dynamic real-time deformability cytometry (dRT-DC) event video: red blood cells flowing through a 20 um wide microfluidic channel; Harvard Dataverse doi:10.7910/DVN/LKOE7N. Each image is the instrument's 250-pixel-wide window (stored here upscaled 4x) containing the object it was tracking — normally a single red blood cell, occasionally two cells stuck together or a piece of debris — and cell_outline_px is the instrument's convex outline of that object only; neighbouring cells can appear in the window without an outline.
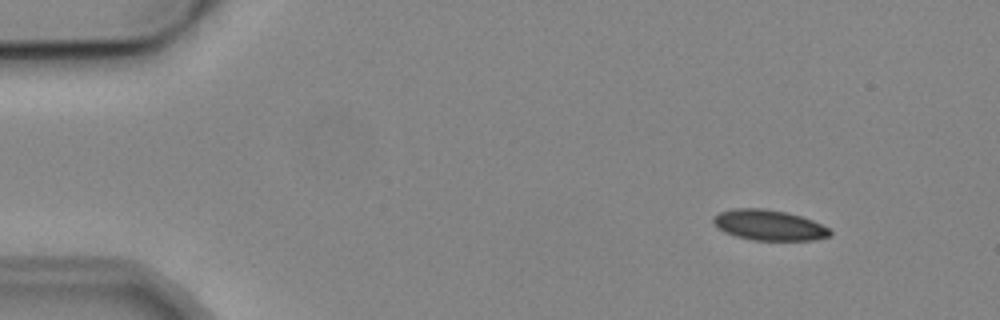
{"species": "common noctule bat (a hibernating species)", "species_latin": "Nyctalus noctula", "temperature_condition": "cold", "stored_images_in_passage": 10, "camera_frame_rate_fps": 3000, "um_per_image_px": 0.085, "animal": {"sex": "male", "body_mass_g": 19.2, "forearm_length_mm": 51.8}, "frame": {"image": 1, "passage_image": 2, "time_ms": 2.0, "image_size_px": [1000, 320], "cell_outline_px": [[832, 236], [812, 240], [752, 240], [736, 236], [724, 232], [712, 220], [712, 216], [720, 212], [732, 208], [764, 208], [788, 212], [812, 220], [828, 228], [832, 232]], "centroid_in_image_um": [65.36, 19.13], "position_along_channel_um": 19.6, "area_um2": 20.75}}
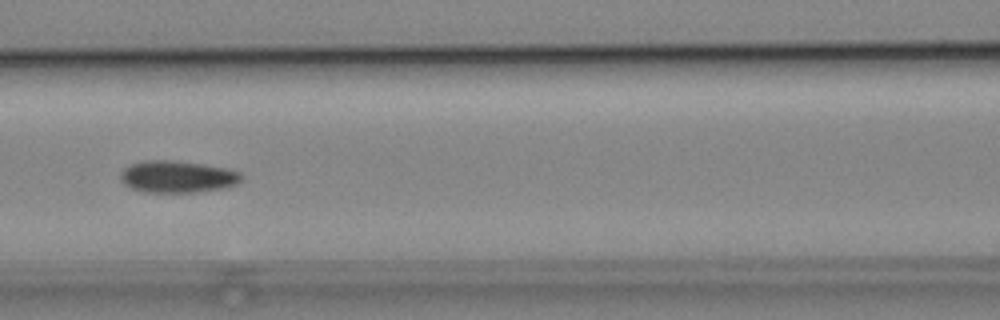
{"frame": {"image": 2, "passage_image": 7, "time_ms": 8.0, "image_size_px": [1000, 320], "cell_outline_px": [[244, 176], [236, 184], [224, 188], [192, 192], [144, 192], [132, 188], [124, 184], [120, 180], [120, 172], [124, 168], [132, 164], [144, 160], [172, 160], [228, 168], [240, 172]], "centroid_in_image_um": [15.07, 15.01], "position_along_channel_um": 151.5, "area_um2": 22.48}}
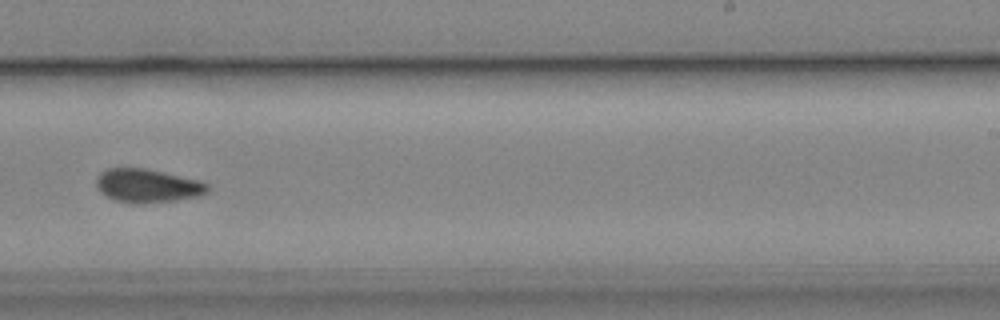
{"frame": {"image": 3, "passage_image": 10, "time_ms": 11.333, "image_size_px": [1000, 320], "cell_outline_px": [[212, 188], [208, 192], [200, 196], [176, 200], [144, 204], [132, 204], [116, 200], [100, 192], [96, 184], [96, 176], [100, 172], [108, 168], [144, 168], [196, 180], [208, 184]], "centroid_in_image_um": [12.53, 15.8], "position_along_channel_um": 276.5, "area_um2": 21.79}}